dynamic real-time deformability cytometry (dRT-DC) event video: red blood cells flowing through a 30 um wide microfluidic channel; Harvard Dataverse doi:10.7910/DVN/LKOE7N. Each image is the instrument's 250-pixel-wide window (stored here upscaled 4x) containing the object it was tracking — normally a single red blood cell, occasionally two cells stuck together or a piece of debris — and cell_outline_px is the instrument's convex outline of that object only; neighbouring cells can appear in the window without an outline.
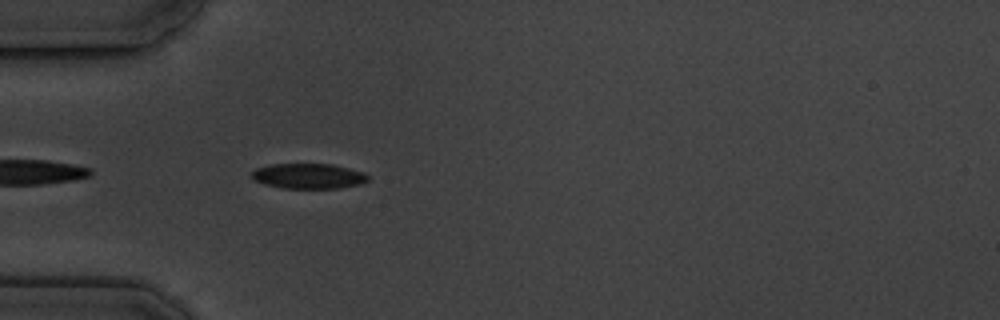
{"species": "common noctule bat (a hibernating species)", "species_latin": "Nyctalus noctula", "temperature_condition": "cold", "stored_images_in_passage": 3, "camera_frame_rate_fps": 3000, "um_per_image_px": 0.085, "animal": {"sex": "male", "body_mass_g": 19.5, "forearm_length_mm": 54.6}, "frame": {"image": 1, "passage_image": 3, "time_ms": 2.0, "image_size_px": [1000, 320], "cell_outline_px": [[368, 180], [360, 184], [340, 188], [284, 188], [264, 184], [252, 180], [252, 172], [256, 168], [272, 164], [332, 164], [364, 172], [368, 176]], "centroid_in_image_um": [26.21, 14.96], "position_along_channel_um": 58.8, "area_um2": 17.05}}